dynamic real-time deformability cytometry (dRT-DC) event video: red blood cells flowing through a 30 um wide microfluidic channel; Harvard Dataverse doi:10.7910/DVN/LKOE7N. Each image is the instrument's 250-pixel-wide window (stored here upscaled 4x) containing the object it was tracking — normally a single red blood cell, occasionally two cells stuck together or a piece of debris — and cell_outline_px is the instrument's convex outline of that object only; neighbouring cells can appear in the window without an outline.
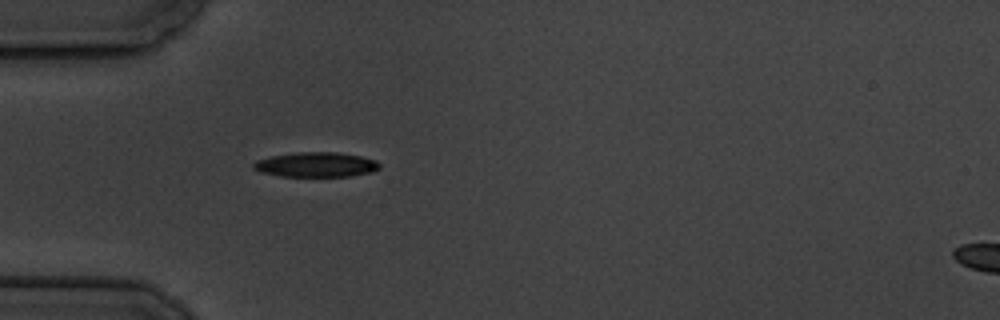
{"species": "common noctule bat (a hibernating species)", "species_latin": "Nyctalus noctula", "temperature_condition": "cold", "stored_images_in_passage": 2, "segment_of_instrument_passage": [1, 2], "camera_frame_rate_fps": 3000, "um_per_image_px": 0.085, "animal": {"sex": "male", "body_mass_g": 19.5, "forearm_length_mm": 54.6}, "frame": {"image": 1, "passage_image": 1, "time_ms": 0.0, "image_size_px": [1000, 320], "cell_outline_px": [[380, 168], [372, 172], [352, 176], [280, 176], [260, 172], [252, 168], [252, 164], [256, 160], [272, 156], [296, 152], [336, 152], [360, 156], [376, 160], [380, 164]], "centroid_in_image_um": [26.86, 13.99], "position_along_channel_um": 58.1, "area_um2": 18.26}}